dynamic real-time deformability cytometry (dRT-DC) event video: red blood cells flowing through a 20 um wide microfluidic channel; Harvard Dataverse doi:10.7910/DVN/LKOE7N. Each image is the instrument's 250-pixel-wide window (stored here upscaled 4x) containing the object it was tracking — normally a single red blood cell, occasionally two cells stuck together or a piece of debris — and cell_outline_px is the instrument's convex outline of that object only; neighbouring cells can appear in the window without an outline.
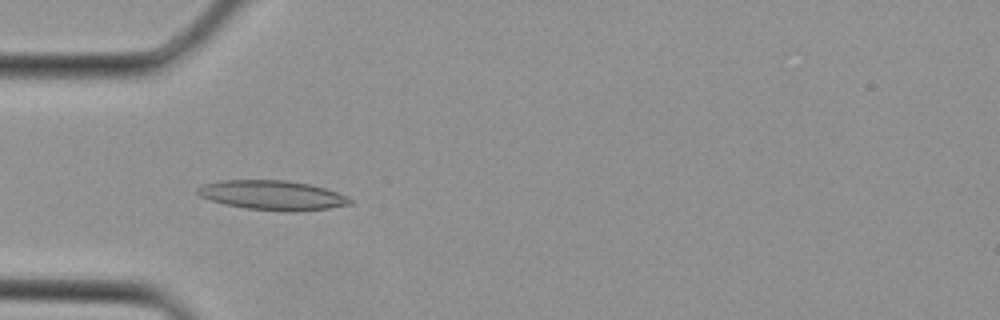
{"species": "Egyptian fruit bat (a non-hibernating species)", "species_latin": "Rousettus aegyptiacus", "temperature_condition": "cold", "stored_images_in_passage": 2, "camera_frame_rate_fps": 3000, "um_per_image_px": 0.085, "animal": {"sex": "female"}, "frame": {"image": 1, "passage_image": 2, "time_ms": 0.333, "image_size_px": [1000, 320], "cell_outline_px": [[352, 204], [328, 208], [296, 212], [288, 212], [248, 208], [224, 204], [200, 196], [196, 192], [196, 188], [204, 184], [220, 180], [288, 180], [308, 184], [324, 188], [336, 192], [352, 200]], "centroid_in_image_um": [23.14, 16.59], "position_along_channel_um": 61.9, "area_um2": 26.07}}